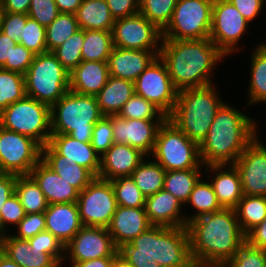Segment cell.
Here are the masks:
<instances>
[{"mask_svg": "<svg viewBox=\"0 0 266 267\" xmlns=\"http://www.w3.org/2000/svg\"><path fill=\"white\" fill-rule=\"evenodd\" d=\"M113 267H131L125 261H123L120 257H118L113 265Z\"/></svg>", "mask_w": 266, "mask_h": 267, "instance_id": "003e7915", "label": "cell"}, {"mask_svg": "<svg viewBox=\"0 0 266 267\" xmlns=\"http://www.w3.org/2000/svg\"><path fill=\"white\" fill-rule=\"evenodd\" d=\"M2 9H1V6H0V25H1V16H2Z\"/></svg>", "mask_w": 266, "mask_h": 267, "instance_id": "8c879c8a", "label": "cell"}, {"mask_svg": "<svg viewBox=\"0 0 266 267\" xmlns=\"http://www.w3.org/2000/svg\"><path fill=\"white\" fill-rule=\"evenodd\" d=\"M230 165L231 167L228 171L222 169L225 164L207 165V170L212 169V171L216 172L211 184L221 207L234 209L244 196V193L239 173L233 164Z\"/></svg>", "mask_w": 266, "mask_h": 267, "instance_id": "f1b7e54d", "label": "cell"}, {"mask_svg": "<svg viewBox=\"0 0 266 267\" xmlns=\"http://www.w3.org/2000/svg\"><path fill=\"white\" fill-rule=\"evenodd\" d=\"M19 44L31 50L35 55L47 52L46 27L29 17L23 26L22 36H19Z\"/></svg>", "mask_w": 266, "mask_h": 267, "instance_id": "bcb514c9", "label": "cell"}, {"mask_svg": "<svg viewBox=\"0 0 266 267\" xmlns=\"http://www.w3.org/2000/svg\"><path fill=\"white\" fill-rule=\"evenodd\" d=\"M202 264H200L199 262L195 261V260H191L187 265H185L184 267H200Z\"/></svg>", "mask_w": 266, "mask_h": 267, "instance_id": "a7ac6f4b", "label": "cell"}, {"mask_svg": "<svg viewBox=\"0 0 266 267\" xmlns=\"http://www.w3.org/2000/svg\"><path fill=\"white\" fill-rule=\"evenodd\" d=\"M42 158V146L33 138L0 126V171L29 175Z\"/></svg>", "mask_w": 266, "mask_h": 267, "instance_id": "30bf717a", "label": "cell"}, {"mask_svg": "<svg viewBox=\"0 0 266 267\" xmlns=\"http://www.w3.org/2000/svg\"><path fill=\"white\" fill-rule=\"evenodd\" d=\"M17 44V42L12 41L9 36H6L2 31H0V68L6 62H10L11 49Z\"/></svg>", "mask_w": 266, "mask_h": 267, "instance_id": "6125c7cd", "label": "cell"}, {"mask_svg": "<svg viewBox=\"0 0 266 267\" xmlns=\"http://www.w3.org/2000/svg\"><path fill=\"white\" fill-rule=\"evenodd\" d=\"M113 48L112 31L84 30L82 61L108 62Z\"/></svg>", "mask_w": 266, "mask_h": 267, "instance_id": "d6a6232c", "label": "cell"}, {"mask_svg": "<svg viewBox=\"0 0 266 267\" xmlns=\"http://www.w3.org/2000/svg\"><path fill=\"white\" fill-rule=\"evenodd\" d=\"M25 96V75L0 68V112Z\"/></svg>", "mask_w": 266, "mask_h": 267, "instance_id": "60d3db41", "label": "cell"}, {"mask_svg": "<svg viewBox=\"0 0 266 267\" xmlns=\"http://www.w3.org/2000/svg\"><path fill=\"white\" fill-rule=\"evenodd\" d=\"M191 258L202 265L224 266L246 241L234 209L200 216L187 224Z\"/></svg>", "mask_w": 266, "mask_h": 267, "instance_id": "6da1fadb", "label": "cell"}, {"mask_svg": "<svg viewBox=\"0 0 266 267\" xmlns=\"http://www.w3.org/2000/svg\"><path fill=\"white\" fill-rule=\"evenodd\" d=\"M134 89L135 94L153 103L167 117L172 114L178 91L173 86L167 67L160 56L138 76L134 82Z\"/></svg>", "mask_w": 266, "mask_h": 267, "instance_id": "7c38bea8", "label": "cell"}, {"mask_svg": "<svg viewBox=\"0 0 266 267\" xmlns=\"http://www.w3.org/2000/svg\"><path fill=\"white\" fill-rule=\"evenodd\" d=\"M200 177L199 169L166 171L163 189L184 204Z\"/></svg>", "mask_w": 266, "mask_h": 267, "instance_id": "8d00e7d4", "label": "cell"}, {"mask_svg": "<svg viewBox=\"0 0 266 267\" xmlns=\"http://www.w3.org/2000/svg\"><path fill=\"white\" fill-rule=\"evenodd\" d=\"M118 257H101L76 263L73 267H113Z\"/></svg>", "mask_w": 266, "mask_h": 267, "instance_id": "be15d7a7", "label": "cell"}, {"mask_svg": "<svg viewBox=\"0 0 266 267\" xmlns=\"http://www.w3.org/2000/svg\"><path fill=\"white\" fill-rule=\"evenodd\" d=\"M42 190L48 204L73 203L79 191L40 160L29 174Z\"/></svg>", "mask_w": 266, "mask_h": 267, "instance_id": "cb8c5ba5", "label": "cell"}, {"mask_svg": "<svg viewBox=\"0 0 266 267\" xmlns=\"http://www.w3.org/2000/svg\"><path fill=\"white\" fill-rule=\"evenodd\" d=\"M46 228L65 246L83 227L76 202L48 204L44 212Z\"/></svg>", "mask_w": 266, "mask_h": 267, "instance_id": "603a6c76", "label": "cell"}, {"mask_svg": "<svg viewBox=\"0 0 266 267\" xmlns=\"http://www.w3.org/2000/svg\"><path fill=\"white\" fill-rule=\"evenodd\" d=\"M117 206L128 208L145 207L146 197L131 176L111 180Z\"/></svg>", "mask_w": 266, "mask_h": 267, "instance_id": "b9f144b4", "label": "cell"}, {"mask_svg": "<svg viewBox=\"0 0 266 267\" xmlns=\"http://www.w3.org/2000/svg\"><path fill=\"white\" fill-rule=\"evenodd\" d=\"M49 144L71 165L87 168L95 177L100 170V157L91 143L80 142L67 134L51 135Z\"/></svg>", "mask_w": 266, "mask_h": 267, "instance_id": "d4e9b609", "label": "cell"}, {"mask_svg": "<svg viewBox=\"0 0 266 267\" xmlns=\"http://www.w3.org/2000/svg\"><path fill=\"white\" fill-rule=\"evenodd\" d=\"M41 160L79 192L96 178L87 168L77 163L71 165L49 143L42 147Z\"/></svg>", "mask_w": 266, "mask_h": 267, "instance_id": "83f0119b", "label": "cell"}, {"mask_svg": "<svg viewBox=\"0 0 266 267\" xmlns=\"http://www.w3.org/2000/svg\"><path fill=\"white\" fill-rule=\"evenodd\" d=\"M111 15L115 18H123L139 13V0H106Z\"/></svg>", "mask_w": 266, "mask_h": 267, "instance_id": "9f6ffc18", "label": "cell"}, {"mask_svg": "<svg viewBox=\"0 0 266 267\" xmlns=\"http://www.w3.org/2000/svg\"><path fill=\"white\" fill-rule=\"evenodd\" d=\"M246 241L251 246L266 250V218L246 234Z\"/></svg>", "mask_w": 266, "mask_h": 267, "instance_id": "680465c9", "label": "cell"}, {"mask_svg": "<svg viewBox=\"0 0 266 267\" xmlns=\"http://www.w3.org/2000/svg\"><path fill=\"white\" fill-rule=\"evenodd\" d=\"M166 170L158 162H146L144 159L133 171L134 179L141 193L147 198L163 189Z\"/></svg>", "mask_w": 266, "mask_h": 267, "instance_id": "e575fe53", "label": "cell"}, {"mask_svg": "<svg viewBox=\"0 0 266 267\" xmlns=\"http://www.w3.org/2000/svg\"><path fill=\"white\" fill-rule=\"evenodd\" d=\"M134 94L133 82L109 76L105 87L95 97L102 115L110 116L119 115Z\"/></svg>", "mask_w": 266, "mask_h": 267, "instance_id": "4dcf8cb0", "label": "cell"}, {"mask_svg": "<svg viewBox=\"0 0 266 267\" xmlns=\"http://www.w3.org/2000/svg\"><path fill=\"white\" fill-rule=\"evenodd\" d=\"M242 16L251 22L262 9L264 0H229Z\"/></svg>", "mask_w": 266, "mask_h": 267, "instance_id": "6f0895ef", "label": "cell"}, {"mask_svg": "<svg viewBox=\"0 0 266 267\" xmlns=\"http://www.w3.org/2000/svg\"><path fill=\"white\" fill-rule=\"evenodd\" d=\"M75 16L83 30L112 31L115 23L106 0H82Z\"/></svg>", "mask_w": 266, "mask_h": 267, "instance_id": "1f68e13d", "label": "cell"}, {"mask_svg": "<svg viewBox=\"0 0 266 267\" xmlns=\"http://www.w3.org/2000/svg\"><path fill=\"white\" fill-rule=\"evenodd\" d=\"M28 242L34 255L41 252L50 254L60 265L62 264L65 256L63 257L60 253L65 251V246L51 232H40L29 238Z\"/></svg>", "mask_w": 266, "mask_h": 267, "instance_id": "c3c4849f", "label": "cell"}, {"mask_svg": "<svg viewBox=\"0 0 266 267\" xmlns=\"http://www.w3.org/2000/svg\"><path fill=\"white\" fill-rule=\"evenodd\" d=\"M158 225H152L118 248L119 257L131 267H161L157 262Z\"/></svg>", "mask_w": 266, "mask_h": 267, "instance_id": "7402d4cb", "label": "cell"}, {"mask_svg": "<svg viewBox=\"0 0 266 267\" xmlns=\"http://www.w3.org/2000/svg\"><path fill=\"white\" fill-rule=\"evenodd\" d=\"M73 267L78 262L101 257H119L118 248L105 227L83 226L65 245Z\"/></svg>", "mask_w": 266, "mask_h": 267, "instance_id": "9a60e30c", "label": "cell"}, {"mask_svg": "<svg viewBox=\"0 0 266 267\" xmlns=\"http://www.w3.org/2000/svg\"><path fill=\"white\" fill-rule=\"evenodd\" d=\"M144 154L127 144L114 143L101 157L98 178L113 180L131 176Z\"/></svg>", "mask_w": 266, "mask_h": 267, "instance_id": "d6986e66", "label": "cell"}, {"mask_svg": "<svg viewBox=\"0 0 266 267\" xmlns=\"http://www.w3.org/2000/svg\"><path fill=\"white\" fill-rule=\"evenodd\" d=\"M114 144L111 115L103 116L93 127L91 145L101 156Z\"/></svg>", "mask_w": 266, "mask_h": 267, "instance_id": "681fc988", "label": "cell"}, {"mask_svg": "<svg viewBox=\"0 0 266 267\" xmlns=\"http://www.w3.org/2000/svg\"><path fill=\"white\" fill-rule=\"evenodd\" d=\"M224 267H266V250L251 246L245 241Z\"/></svg>", "mask_w": 266, "mask_h": 267, "instance_id": "7dc6e473", "label": "cell"}, {"mask_svg": "<svg viewBox=\"0 0 266 267\" xmlns=\"http://www.w3.org/2000/svg\"><path fill=\"white\" fill-rule=\"evenodd\" d=\"M109 77L108 63L82 61L71 73L69 90L88 96H96L106 85Z\"/></svg>", "mask_w": 266, "mask_h": 267, "instance_id": "484cf974", "label": "cell"}, {"mask_svg": "<svg viewBox=\"0 0 266 267\" xmlns=\"http://www.w3.org/2000/svg\"><path fill=\"white\" fill-rule=\"evenodd\" d=\"M160 58L171 82L179 92L211 85L210 72L225 55L208 38L201 40H162Z\"/></svg>", "mask_w": 266, "mask_h": 267, "instance_id": "7a4b0ae2", "label": "cell"}, {"mask_svg": "<svg viewBox=\"0 0 266 267\" xmlns=\"http://www.w3.org/2000/svg\"><path fill=\"white\" fill-rule=\"evenodd\" d=\"M233 165L245 195L266 197V146L255 137Z\"/></svg>", "mask_w": 266, "mask_h": 267, "instance_id": "2e32d148", "label": "cell"}, {"mask_svg": "<svg viewBox=\"0 0 266 267\" xmlns=\"http://www.w3.org/2000/svg\"><path fill=\"white\" fill-rule=\"evenodd\" d=\"M182 203L170 192L161 189L145 201V210L152 225L185 227L186 218L180 215Z\"/></svg>", "mask_w": 266, "mask_h": 267, "instance_id": "4316f807", "label": "cell"}, {"mask_svg": "<svg viewBox=\"0 0 266 267\" xmlns=\"http://www.w3.org/2000/svg\"><path fill=\"white\" fill-rule=\"evenodd\" d=\"M214 0H178L163 40L208 39Z\"/></svg>", "mask_w": 266, "mask_h": 267, "instance_id": "9c48e42d", "label": "cell"}, {"mask_svg": "<svg viewBox=\"0 0 266 267\" xmlns=\"http://www.w3.org/2000/svg\"><path fill=\"white\" fill-rule=\"evenodd\" d=\"M266 50V44H260Z\"/></svg>", "mask_w": 266, "mask_h": 267, "instance_id": "753ad0ef", "label": "cell"}, {"mask_svg": "<svg viewBox=\"0 0 266 267\" xmlns=\"http://www.w3.org/2000/svg\"><path fill=\"white\" fill-rule=\"evenodd\" d=\"M164 121L123 119L111 115L114 143L127 144L144 155L153 152L157 133Z\"/></svg>", "mask_w": 266, "mask_h": 267, "instance_id": "e0dca14e", "label": "cell"}, {"mask_svg": "<svg viewBox=\"0 0 266 267\" xmlns=\"http://www.w3.org/2000/svg\"><path fill=\"white\" fill-rule=\"evenodd\" d=\"M0 267H20L16 262L3 254L0 258Z\"/></svg>", "mask_w": 266, "mask_h": 267, "instance_id": "03108f58", "label": "cell"}, {"mask_svg": "<svg viewBox=\"0 0 266 267\" xmlns=\"http://www.w3.org/2000/svg\"><path fill=\"white\" fill-rule=\"evenodd\" d=\"M79 29L75 14L60 13L55 20L46 27L47 51L53 52Z\"/></svg>", "mask_w": 266, "mask_h": 267, "instance_id": "f35d334b", "label": "cell"}, {"mask_svg": "<svg viewBox=\"0 0 266 267\" xmlns=\"http://www.w3.org/2000/svg\"><path fill=\"white\" fill-rule=\"evenodd\" d=\"M256 49L251 58L249 105L266 102V50L261 45Z\"/></svg>", "mask_w": 266, "mask_h": 267, "instance_id": "74e56055", "label": "cell"}, {"mask_svg": "<svg viewBox=\"0 0 266 267\" xmlns=\"http://www.w3.org/2000/svg\"><path fill=\"white\" fill-rule=\"evenodd\" d=\"M60 13L75 14L80 7L82 0H54Z\"/></svg>", "mask_w": 266, "mask_h": 267, "instance_id": "e7e4bbea", "label": "cell"}, {"mask_svg": "<svg viewBox=\"0 0 266 267\" xmlns=\"http://www.w3.org/2000/svg\"><path fill=\"white\" fill-rule=\"evenodd\" d=\"M191 260L187 227L158 225L157 262L161 267H184Z\"/></svg>", "mask_w": 266, "mask_h": 267, "instance_id": "ac0fdd59", "label": "cell"}, {"mask_svg": "<svg viewBox=\"0 0 266 267\" xmlns=\"http://www.w3.org/2000/svg\"><path fill=\"white\" fill-rule=\"evenodd\" d=\"M188 202L191 203L198 212L195 214V216L186 218V227L191 220L222 209L217 200L212 184L203 182L200 179L195 184L189 199L187 200V203Z\"/></svg>", "mask_w": 266, "mask_h": 267, "instance_id": "ab89813d", "label": "cell"}, {"mask_svg": "<svg viewBox=\"0 0 266 267\" xmlns=\"http://www.w3.org/2000/svg\"><path fill=\"white\" fill-rule=\"evenodd\" d=\"M26 216V212L19 200V197L13 193L3 204L0 212V235L4 234L7 223L18 225Z\"/></svg>", "mask_w": 266, "mask_h": 267, "instance_id": "816d5d0a", "label": "cell"}, {"mask_svg": "<svg viewBox=\"0 0 266 267\" xmlns=\"http://www.w3.org/2000/svg\"><path fill=\"white\" fill-rule=\"evenodd\" d=\"M112 36L114 47L130 50L160 51L157 43L163 40L162 31L141 13L115 19Z\"/></svg>", "mask_w": 266, "mask_h": 267, "instance_id": "4fadbf2b", "label": "cell"}, {"mask_svg": "<svg viewBox=\"0 0 266 267\" xmlns=\"http://www.w3.org/2000/svg\"><path fill=\"white\" fill-rule=\"evenodd\" d=\"M151 154L166 171L201 169L199 144L189 139L168 118L159 128Z\"/></svg>", "mask_w": 266, "mask_h": 267, "instance_id": "ba28073f", "label": "cell"}, {"mask_svg": "<svg viewBox=\"0 0 266 267\" xmlns=\"http://www.w3.org/2000/svg\"><path fill=\"white\" fill-rule=\"evenodd\" d=\"M50 111L51 135L67 134L83 143H91L93 127L103 117L95 96L71 90L53 104Z\"/></svg>", "mask_w": 266, "mask_h": 267, "instance_id": "5b68a950", "label": "cell"}, {"mask_svg": "<svg viewBox=\"0 0 266 267\" xmlns=\"http://www.w3.org/2000/svg\"><path fill=\"white\" fill-rule=\"evenodd\" d=\"M200 267H224V266H217V265H201Z\"/></svg>", "mask_w": 266, "mask_h": 267, "instance_id": "89a4df30", "label": "cell"}, {"mask_svg": "<svg viewBox=\"0 0 266 267\" xmlns=\"http://www.w3.org/2000/svg\"><path fill=\"white\" fill-rule=\"evenodd\" d=\"M4 254V251H3V248H2V245H1V243H0V258H1V256Z\"/></svg>", "mask_w": 266, "mask_h": 267, "instance_id": "2644e50d", "label": "cell"}, {"mask_svg": "<svg viewBox=\"0 0 266 267\" xmlns=\"http://www.w3.org/2000/svg\"><path fill=\"white\" fill-rule=\"evenodd\" d=\"M251 118L224 103L217 111L206 137L199 144L201 163L233 164L256 136Z\"/></svg>", "mask_w": 266, "mask_h": 267, "instance_id": "3957f363", "label": "cell"}, {"mask_svg": "<svg viewBox=\"0 0 266 267\" xmlns=\"http://www.w3.org/2000/svg\"><path fill=\"white\" fill-rule=\"evenodd\" d=\"M15 194L26 214L43 213L48 207L42 190L30 175L17 176Z\"/></svg>", "mask_w": 266, "mask_h": 267, "instance_id": "836d02e7", "label": "cell"}, {"mask_svg": "<svg viewBox=\"0 0 266 267\" xmlns=\"http://www.w3.org/2000/svg\"><path fill=\"white\" fill-rule=\"evenodd\" d=\"M249 22L229 0H214L209 39L224 54L235 51Z\"/></svg>", "mask_w": 266, "mask_h": 267, "instance_id": "5bb4252c", "label": "cell"}, {"mask_svg": "<svg viewBox=\"0 0 266 267\" xmlns=\"http://www.w3.org/2000/svg\"><path fill=\"white\" fill-rule=\"evenodd\" d=\"M4 254L20 267H59L61 266L50 254H33L28 240L15 238L13 235H0Z\"/></svg>", "mask_w": 266, "mask_h": 267, "instance_id": "f546056e", "label": "cell"}, {"mask_svg": "<svg viewBox=\"0 0 266 267\" xmlns=\"http://www.w3.org/2000/svg\"><path fill=\"white\" fill-rule=\"evenodd\" d=\"M31 0H2L0 6L2 12L28 14Z\"/></svg>", "mask_w": 266, "mask_h": 267, "instance_id": "94428289", "label": "cell"}, {"mask_svg": "<svg viewBox=\"0 0 266 267\" xmlns=\"http://www.w3.org/2000/svg\"><path fill=\"white\" fill-rule=\"evenodd\" d=\"M159 52L114 47L107 62L109 76L134 83L138 76L159 56Z\"/></svg>", "mask_w": 266, "mask_h": 267, "instance_id": "44dd1931", "label": "cell"}, {"mask_svg": "<svg viewBox=\"0 0 266 267\" xmlns=\"http://www.w3.org/2000/svg\"><path fill=\"white\" fill-rule=\"evenodd\" d=\"M50 106L25 96L0 112V126L33 138L42 147L51 137Z\"/></svg>", "mask_w": 266, "mask_h": 267, "instance_id": "52a82bcc", "label": "cell"}, {"mask_svg": "<svg viewBox=\"0 0 266 267\" xmlns=\"http://www.w3.org/2000/svg\"><path fill=\"white\" fill-rule=\"evenodd\" d=\"M18 235L15 238L28 240L40 232L45 231L46 223L43 213L26 214V216L18 223Z\"/></svg>", "mask_w": 266, "mask_h": 267, "instance_id": "11a10c76", "label": "cell"}, {"mask_svg": "<svg viewBox=\"0 0 266 267\" xmlns=\"http://www.w3.org/2000/svg\"><path fill=\"white\" fill-rule=\"evenodd\" d=\"M60 14L54 0H31L28 16L47 27Z\"/></svg>", "mask_w": 266, "mask_h": 267, "instance_id": "f907efd6", "label": "cell"}, {"mask_svg": "<svg viewBox=\"0 0 266 267\" xmlns=\"http://www.w3.org/2000/svg\"><path fill=\"white\" fill-rule=\"evenodd\" d=\"M83 42L84 30L79 29L53 51L57 60L69 74L82 62Z\"/></svg>", "mask_w": 266, "mask_h": 267, "instance_id": "ee69618b", "label": "cell"}, {"mask_svg": "<svg viewBox=\"0 0 266 267\" xmlns=\"http://www.w3.org/2000/svg\"><path fill=\"white\" fill-rule=\"evenodd\" d=\"M234 210L242 231L247 234L266 218V197L244 194Z\"/></svg>", "mask_w": 266, "mask_h": 267, "instance_id": "d590c367", "label": "cell"}, {"mask_svg": "<svg viewBox=\"0 0 266 267\" xmlns=\"http://www.w3.org/2000/svg\"><path fill=\"white\" fill-rule=\"evenodd\" d=\"M178 0H139V13L163 31L170 23Z\"/></svg>", "mask_w": 266, "mask_h": 267, "instance_id": "7bdbcfd3", "label": "cell"}, {"mask_svg": "<svg viewBox=\"0 0 266 267\" xmlns=\"http://www.w3.org/2000/svg\"><path fill=\"white\" fill-rule=\"evenodd\" d=\"M69 78L53 52L36 54L25 74L26 96L51 107L69 91Z\"/></svg>", "mask_w": 266, "mask_h": 267, "instance_id": "8992f818", "label": "cell"}, {"mask_svg": "<svg viewBox=\"0 0 266 267\" xmlns=\"http://www.w3.org/2000/svg\"><path fill=\"white\" fill-rule=\"evenodd\" d=\"M28 14L3 12L1 16L0 31L12 41L19 43V36H22L23 26H25Z\"/></svg>", "mask_w": 266, "mask_h": 267, "instance_id": "db71d44e", "label": "cell"}, {"mask_svg": "<svg viewBox=\"0 0 266 267\" xmlns=\"http://www.w3.org/2000/svg\"><path fill=\"white\" fill-rule=\"evenodd\" d=\"M76 204L83 226L107 228L117 208L111 181L96 177L79 192Z\"/></svg>", "mask_w": 266, "mask_h": 267, "instance_id": "8fae6325", "label": "cell"}, {"mask_svg": "<svg viewBox=\"0 0 266 267\" xmlns=\"http://www.w3.org/2000/svg\"><path fill=\"white\" fill-rule=\"evenodd\" d=\"M223 104L214 92L212 84L184 89L177 93L174 110L168 119L189 139L200 144Z\"/></svg>", "mask_w": 266, "mask_h": 267, "instance_id": "277c9868", "label": "cell"}, {"mask_svg": "<svg viewBox=\"0 0 266 267\" xmlns=\"http://www.w3.org/2000/svg\"><path fill=\"white\" fill-rule=\"evenodd\" d=\"M119 116L123 119H156L155 121H165L168 118L153 103L137 94H134L123 106Z\"/></svg>", "mask_w": 266, "mask_h": 267, "instance_id": "f6af8a7d", "label": "cell"}, {"mask_svg": "<svg viewBox=\"0 0 266 267\" xmlns=\"http://www.w3.org/2000/svg\"><path fill=\"white\" fill-rule=\"evenodd\" d=\"M152 224L146 214L145 207L128 208L117 206L107 227L113 243L117 248L126 244L147 230Z\"/></svg>", "mask_w": 266, "mask_h": 267, "instance_id": "ffe728a7", "label": "cell"}, {"mask_svg": "<svg viewBox=\"0 0 266 267\" xmlns=\"http://www.w3.org/2000/svg\"><path fill=\"white\" fill-rule=\"evenodd\" d=\"M17 175L0 173V212L6 200L15 193Z\"/></svg>", "mask_w": 266, "mask_h": 267, "instance_id": "91938a15", "label": "cell"}, {"mask_svg": "<svg viewBox=\"0 0 266 267\" xmlns=\"http://www.w3.org/2000/svg\"><path fill=\"white\" fill-rule=\"evenodd\" d=\"M34 57L35 54L31 50L18 43L11 49L10 62H6L1 68L25 75Z\"/></svg>", "mask_w": 266, "mask_h": 267, "instance_id": "f5cc1de1", "label": "cell"}]
</instances>
